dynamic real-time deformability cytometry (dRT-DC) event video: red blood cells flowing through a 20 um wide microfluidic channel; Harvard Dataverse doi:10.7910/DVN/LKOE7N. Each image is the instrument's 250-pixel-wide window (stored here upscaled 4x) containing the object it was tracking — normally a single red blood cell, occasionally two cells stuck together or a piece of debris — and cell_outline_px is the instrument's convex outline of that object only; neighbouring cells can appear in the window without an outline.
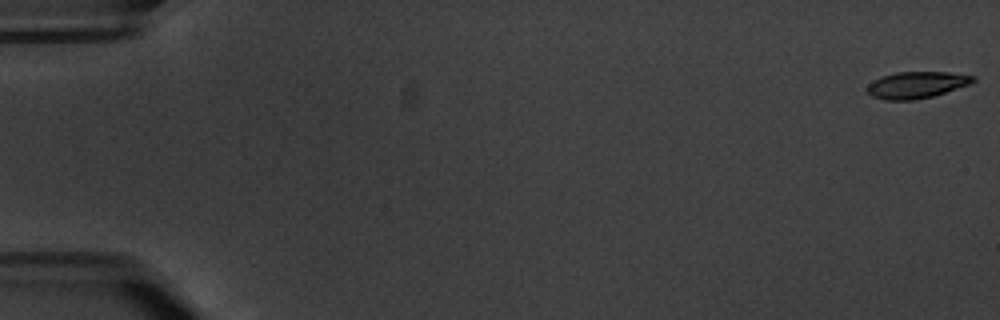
{"species": "common noctule bat (a hibernating species)", "species_latin": "Nyctalus noctula", "temperature_condition": "warm", "stored_images_in_passage": 6, "camera_frame_rate_fps": 3000, "um_per_image_px": 0.085, "animal": {"sex": "male", "body_mass_g": 20.1, "forearm_length_mm": 53.5}, "frame": {"image": 1, "passage_image": 1, "time_ms": 0.0, "image_size_px": [1000, 320], "cell_outline_px": [[976, 80], [972, 84], [932, 96], [916, 100], [884, 100], [872, 96], [868, 92], [868, 84], [872, 80], [880, 76], [896, 72], [948, 72], [976, 76]], "centroid_in_image_um": [77.92, 7.21], "position_along_channel_um": 7.1, "area_um2": 16.59}}
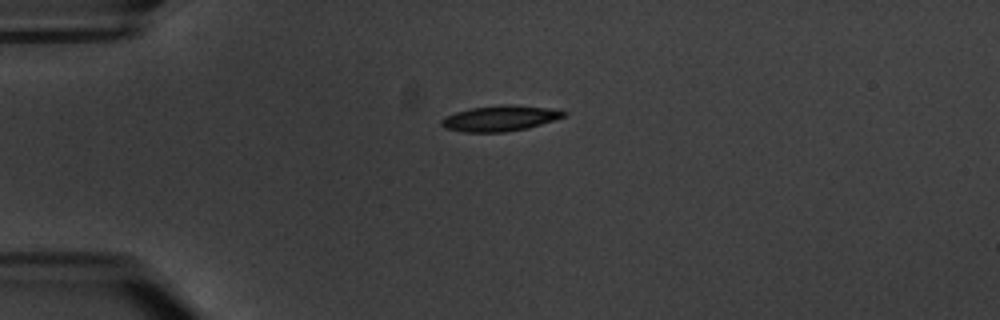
{"frame": {"image": 2, "passage_image": 5, "time_ms": 5.0, "image_size_px": [1000, 320], "cell_outline_px": [[568, 112], [564, 116], [528, 128], [504, 132], [464, 132], [444, 128], [440, 124], [440, 120], [444, 116], [456, 112], [472, 108], [504, 104], [512, 104], [548, 108]], "centroid_in_image_um": [42.45, 10.06], "position_along_channel_um": 42.6, "area_um2": 18.15}}